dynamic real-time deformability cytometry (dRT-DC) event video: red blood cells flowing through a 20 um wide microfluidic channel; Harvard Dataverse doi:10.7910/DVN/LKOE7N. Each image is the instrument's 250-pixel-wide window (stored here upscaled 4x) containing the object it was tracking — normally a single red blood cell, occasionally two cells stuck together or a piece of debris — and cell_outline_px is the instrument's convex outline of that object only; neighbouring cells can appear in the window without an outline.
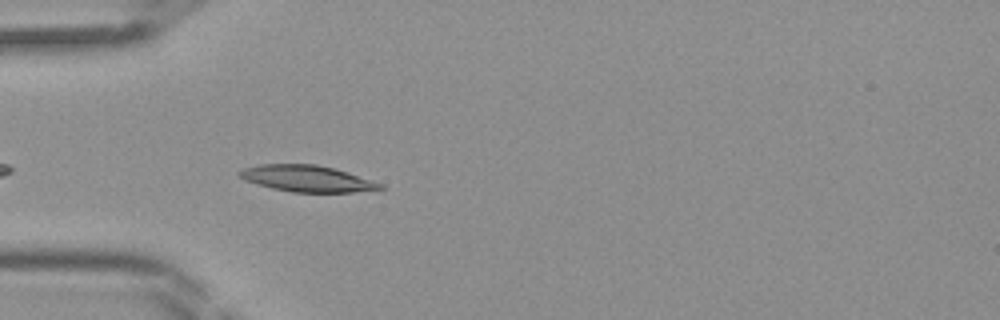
{"species": "Egyptian fruit bat (a non-hibernating species)", "species_latin": "Rousettus aegyptiacus", "temperature_condition": "room temperature", "stored_images_in_passage": 24, "camera_frame_rate_fps": 3000, "um_per_image_px": 0.085, "frame": {"image": 1, "passage_image": 3, "time_ms": 0.667, "image_size_px": [1000, 320], "cell_outline_px": [[384, 188], [352, 192], [292, 192], [272, 188], [244, 180], [236, 172], [244, 168], [260, 164], [316, 164], [336, 168], [384, 184]], "centroid_in_image_um": [26.1, 15.17], "position_along_channel_um": 58.9, "area_um2": 21.62}}
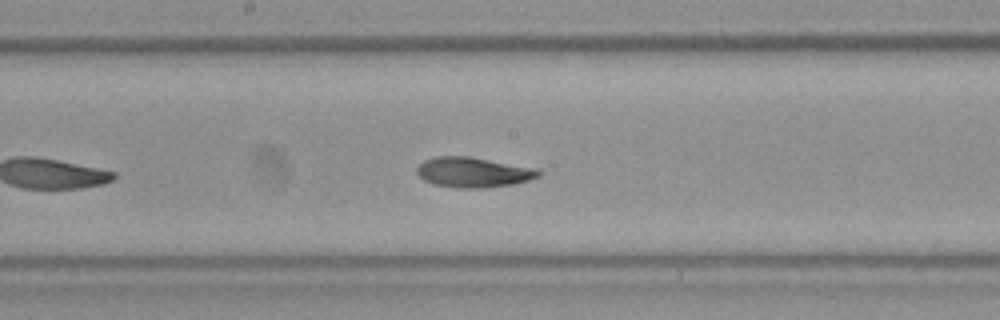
{"frame": {"image": 2, "passage_image": 13, "time_ms": 4.0, "image_size_px": [1000, 320], "cell_outline_px": [[540, 176], [528, 180], [512, 184], [480, 188], [456, 188], [436, 184], [424, 180], [416, 172], [416, 168], [424, 160], [436, 156], [468, 156], [536, 168], [540, 172]], "centroid_in_image_um": [40.2, 14.64], "position_along_channel_um": 208.0, "area_um2": 21.15}}
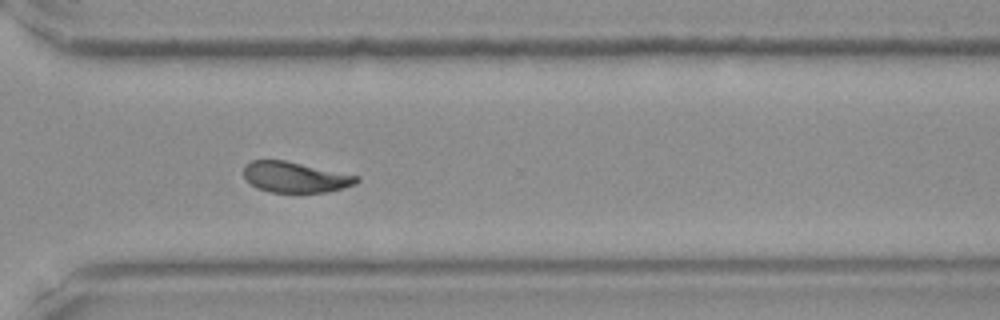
{"frame": {"image": 3, "passage_image": 22, "time_ms": 7.0, "image_size_px": [1000, 320], "cell_outline_px": [[360, 180], [356, 184], [344, 188], [328, 192], [272, 192], [256, 188], [244, 176], [244, 164], [252, 160], [284, 160], [360, 176]], "centroid_in_image_um": [25.12, 15.06], "position_along_channel_um": 345.5, "area_um2": 20.17}}